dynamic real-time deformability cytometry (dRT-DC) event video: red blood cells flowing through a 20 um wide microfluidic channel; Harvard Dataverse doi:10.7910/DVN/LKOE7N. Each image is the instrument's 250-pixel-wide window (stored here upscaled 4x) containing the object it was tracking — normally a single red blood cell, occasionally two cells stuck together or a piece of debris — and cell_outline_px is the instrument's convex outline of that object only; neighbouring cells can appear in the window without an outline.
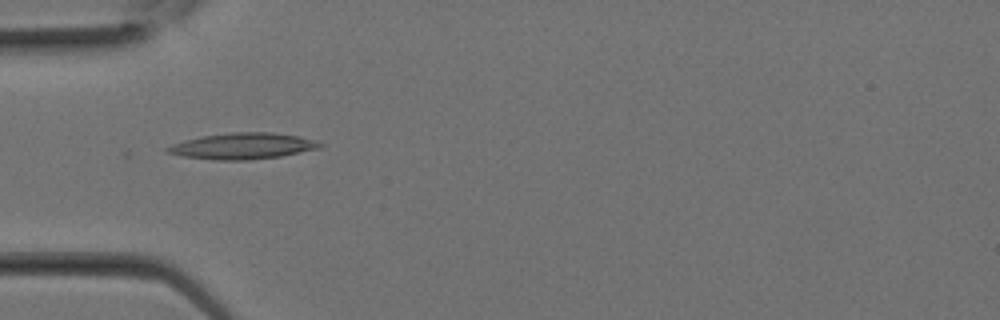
{"species": "Egyptian fruit bat (a non-hibernating species)", "species_latin": "Rousettus aegyptiacus", "temperature_condition": "room temperature", "stored_images_in_passage": 11, "camera_frame_rate_fps": 3000, "um_per_image_px": 0.085, "animal": {"sex": "female"}, "frame": {"image": 1, "passage_image": 8, "time_ms": 2.333, "image_size_px": [1000, 320], "cell_outline_px": [[324, 144], [320, 148], [280, 156], [248, 160], [212, 160], [184, 156], [164, 152], [164, 148], [172, 144], [184, 140], [200, 136], [232, 132], [272, 132], [300, 136], [316, 140]], "centroid_in_image_um": [20.61, 12.41], "position_along_channel_um": 64.4, "area_um2": 23.41}}
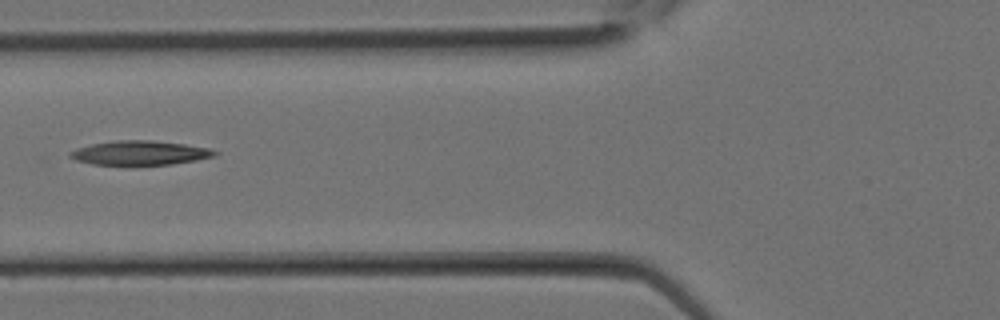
{"frame": {"image": 2, "passage_image": 10, "time_ms": 3.0, "image_size_px": [1000, 320], "cell_outline_px": [[220, 152], [216, 156], [196, 160], [172, 164], [92, 164], [76, 160], [68, 156], [68, 152], [76, 148], [92, 144], [112, 140], [148, 140], [184, 144], [208, 148]], "centroid_in_image_um": [11.88, 12.98], "position_along_channel_um": 113.9, "area_um2": 20.29}}